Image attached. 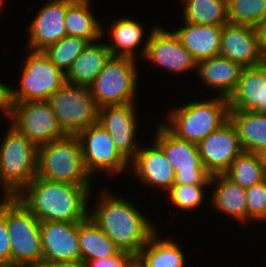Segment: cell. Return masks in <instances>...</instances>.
<instances>
[{
	"instance_id": "cell-31",
	"label": "cell",
	"mask_w": 266,
	"mask_h": 267,
	"mask_svg": "<svg viewBox=\"0 0 266 267\" xmlns=\"http://www.w3.org/2000/svg\"><path fill=\"white\" fill-rule=\"evenodd\" d=\"M225 175L244 189L250 188L266 179V173L257 153L241 152L232 162Z\"/></svg>"
},
{
	"instance_id": "cell-17",
	"label": "cell",
	"mask_w": 266,
	"mask_h": 267,
	"mask_svg": "<svg viewBox=\"0 0 266 267\" xmlns=\"http://www.w3.org/2000/svg\"><path fill=\"white\" fill-rule=\"evenodd\" d=\"M43 266L52 262L81 259L78 223L60 221L40 222Z\"/></svg>"
},
{
	"instance_id": "cell-8",
	"label": "cell",
	"mask_w": 266,
	"mask_h": 267,
	"mask_svg": "<svg viewBox=\"0 0 266 267\" xmlns=\"http://www.w3.org/2000/svg\"><path fill=\"white\" fill-rule=\"evenodd\" d=\"M47 101L66 135H76L98 121L99 108L89 87L65 83Z\"/></svg>"
},
{
	"instance_id": "cell-44",
	"label": "cell",
	"mask_w": 266,
	"mask_h": 267,
	"mask_svg": "<svg viewBox=\"0 0 266 267\" xmlns=\"http://www.w3.org/2000/svg\"><path fill=\"white\" fill-rule=\"evenodd\" d=\"M0 267H19V266H15V265H0Z\"/></svg>"
},
{
	"instance_id": "cell-5",
	"label": "cell",
	"mask_w": 266,
	"mask_h": 267,
	"mask_svg": "<svg viewBox=\"0 0 266 267\" xmlns=\"http://www.w3.org/2000/svg\"><path fill=\"white\" fill-rule=\"evenodd\" d=\"M37 177L73 185H92L76 135H65L37 147Z\"/></svg>"
},
{
	"instance_id": "cell-4",
	"label": "cell",
	"mask_w": 266,
	"mask_h": 267,
	"mask_svg": "<svg viewBox=\"0 0 266 267\" xmlns=\"http://www.w3.org/2000/svg\"><path fill=\"white\" fill-rule=\"evenodd\" d=\"M3 137L0 143L2 198L16 197L37 177V146L11 125Z\"/></svg>"
},
{
	"instance_id": "cell-34",
	"label": "cell",
	"mask_w": 266,
	"mask_h": 267,
	"mask_svg": "<svg viewBox=\"0 0 266 267\" xmlns=\"http://www.w3.org/2000/svg\"><path fill=\"white\" fill-rule=\"evenodd\" d=\"M209 186L210 184L185 185L174 183L167 192L168 195L166 197L177 209L191 211L204 203L207 196L205 195L207 192L205 188H209Z\"/></svg>"
},
{
	"instance_id": "cell-22",
	"label": "cell",
	"mask_w": 266,
	"mask_h": 267,
	"mask_svg": "<svg viewBox=\"0 0 266 267\" xmlns=\"http://www.w3.org/2000/svg\"><path fill=\"white\" fill-rule=\"evenodd\" d=\"M183 23L174 33L197 63L219 56L223 26Z\"/></svg>"
},
{
	"instance_id": "cell-20",
	"label": "cell",
	"mask_w": 266,
	"mask_h": 267,
	"mask_svg": "<svg viewBox=\"0 0 266 267\" xmlns=\"http://www.w3.org/2000/svg\"><path fill=\"white\" fill-rule=\"evenodd\" d=\"M229 111L266 114V77L257 65L244 67L238 85L228 98Z\"/></svg>"
},
{
	"instance_id": "cell-19",
	"label": "cell",
	"mask_w": 266,
	"mask_h": 267,
	"mask_svg": "<svg viewBox=\"0 0 266 267\" xmlns=\"http://www.w3.org/2000/svg\"><path fill=\"white\" fill-rule=\"evenodd\" d=\"M219 56L240 63L243 67L257 66L261 60L257 29L229 22L223 25Z\"/></svg>"
},
{
	"instance_id": "cell-9",
	"label": "cell",
	"mask_w": 266,
	"mask_h": 267,
	"mask_svg": "<svg viewBox=\"0 0 266 267\" xmlns=\"http://www.w3.org/2000/svg\"><path fill=\"white\" fill-rule=\"evenodd\" d=\"M26 57L22 63L20 86L11 87L12 102L48 100L66 83L65 73L52 64L43 52L29 51Z\"/></svg>"
},
{
	"instance_id": "cell-28",
	"label": "cell",
	"mask_w": 266,
	"mask_h": 267,
	"mask_svg": "<svg viewBox=\"0 0 266 267\" xmlns=\"http://www.w3.org/2000/svg\"><path fill=\"white\" fill-rule=\"evenodd\" d=\"M158 232L150 237L136 256L143 267H186L187 259L182 248L173 239H161Z\"/></svg>"
},
{
	"instance_id": "cell-2",
	"label": "cell",
	"mask_w": 266,
	"mask_h": 267,
	"mask_svg": "<svg viewBox=\"0 0 266 267\" xmlns=\"http://www.w3.org/2000/svg\"><path fill=\"white\" fill-rule=\"evenodd\" d=\"M100 191L89 217L121 251L137 256L158 230L156 224L126 198L106 189Z\"/></svg>"
},
{
	"instance_id": "cell-42",
	"label": "cell",
	"mask_w": 266,
	"mask_h": 267,
	"mask_svg": "<svg viewBox=\"0 0 266 267\" xmlns=\"http://www.w3.org/2000/svg\"><path fill=\"white\" fill-rule=\"evenodd\" d=\"M126 267H143L142 262L135 256Z\"/></svg>"
},
{
	"instance_id": "cell-16",
	"label": "cell",
	"mask_w": 266,
	"mask_h": 267,
	"mask_svg": "<svg viewBox=\"0 0 266 267\" xmlns=\"http://www.w3.org/2000/svg\"><path fill=\"white\" fill-rule=\"evenodd\" d=\"M75 0H50L28 25V50L42 52L67 36L64 21L67 8Z\"/></svg>"
},
{
	"instance_id": "cell-13",
	"label": "cell",
	"mask_w": 266,
	"mask_h": 267,
	"mask_svg": "<svg viewBox=\"0 0 266 267\" xmlns=\"http://www.w3.org/2000/svg\"><path fill=\"white\" fill-rule=\"evenodd\" d=\"M171 31L161 25L153 26L143 58L175 75L197 70V62L174 31Z\"/></svg>"
},
{
	"instance_id": "cell-12",
	"label": "cell",
	"mask_w": 266,
	"mask_h": 267,
	"mask_svg": "<svg viewBox=\"0 0 266 267\" xmlns=\"http://www.w3.org/2000/svg\"><path fill=\"white\" fill-rule=\"evenodd\" d=\"M12 103V111L8 119L10 125L37 147L66 135L58 125L47 100Z\"/></svg>"
},
{
	"instance_id": "cell-3",
	"label": "cell",
	"mask_w": 266,
	"mask_h": 267,
	"mask_svg": "<svg viewBox=\"0 0 266 267\" xmlns=\"http://www.w3.org/2000/svg\"><path fill=\"white\" fill-rule=\"evenodd\" d=\"M162 124L177 138L198 144L229 120L228 99L214 96L175 107Z\"/></svg>"
},
{
	"instance_id": "cell-32",
	"label": "cell",
	"mask_w": 266,
	"mask_h": 267,
	"mask_svg": "<svg viewBox=\"0 0 266 267\" xmlns=\"http://www.w3.org/2000/svg\"><path fill=\"white\" fill-rule=\"evenodd\" d=\"M89 41L75 36H65L42 51L49 61L66 74L73 61L89 45Z\"/></svg>"
},
{
	"instance_id": "cell-36",
	"label": "cell",
	"mask_w": 266,
	"mask_h": 267,
	"mask_svg": "<svg viewBox=\"0 0 266 267\" xmlns=\"http://www.w3.org/2000/svg\"><path fill=\"white\" fill-rule=\"evenodd\" d=\"M2 200V201H1ZM0 200V265H11V243L5 219V197Z\"/></svg>"
},
{
	"instance_id": "cell-26",
	"label": "cell",
	"mask_w": 266,
	"mask_h": 267,
	"mask_svg": "<svg viewBox=\"0 0 266 267\" xmlns=\"http://www.w3.org/2000/svg\"><path fill=\"white\" fill-rule=\"evenodd\" d=\"M92 0H75L68 8L65 16V29L68 36L81 37L91 42L102 40L105 27L94 16L90 9Z\"/></svg>"
},
{
	"instance_id": "cell-14",
	"label": "cell",
	"mask_w": 266,
	"mask_h": 267,
	"mask_svg": "<svg viewBox=\"0 0 266 267\" xmlns=\"http://www.w3.org/2000/svg\"><path fill=\"white\" fill-rule=\"evenodd\" d=\"M136 103L105 106L99 108L97 123L113 138L119 153L130 163L139 151L136 140L137 115Z\"/></svg>"
},
{
	"instance_id": "cell-37",
	"label": "cell",
	"mask_w": 266,
	"mask_h": 267,
	"mask_svg": "<svg viewBox=\"0 0 266 267\" xmlns=\"http://www.w3.org/2000/svg\"><path fill=\"white\" fill-rule=\"evenodd\" d=\"M135 256L129 252H121L116 256L89 260V267H126Z\"/></svg>"
},
{
	"instance_id": "cell-15",
	"label": "cell",
	"mask_w": 266,
	"mask_h": 267,
	"mask_svg": "<svg viewBox=\"0 0 266 267\" xmlns=\"http://www.w3.org/2000/svg\"><path fill=\"white\" fill-rule=\"evenodd\" d=\"M197 145L202 164L211 176L225 174L243 152L236 127L230 119Z\"/></svg>"
},
{
	"instance_id": "cell-23",
	"label": "cell",
	"mask_w": 266,
	"mask_h": 267,
	"mask_svg": "<svg viewBox=\"0 0 266 267\" xmlns=\"http://www.w3.org/2000/svg\"><path fill=\"white\" fill-rule=\"evenodd\" d=\"M214 185V186H213ZM210 205L223 215H228L241 224L247 223V199L246 191L240 185L234 183L225 174L211 176ZM246 222V223H245Z\"/></svg>"
},
{
	"instance_id": "cell-46",
	"label": "cell",
	"mask_w": 266,
	"mask_h": 267,
	"mask_svg": "<svg viewBox=\"0 0 266 267\" xmlns=\"http://www.w3.org/2000/svg\"><path fill=\"white\" fill-rule=\"evenodd\" d=\"M0 2L5 6V0H0Z\"/></svg>"
},
{
	"instance_id": "cell-38",
	"label": "cell",
	"mask_w": 266,
	"mask_h": 267,
	"mask_svg": "<svg viewBox=\"0 0 266 267\" xmlns=\"http://www.w3.org/2000/svg\"><path fill=\"white\" fill-rule=\"evenodd\" d=\"M11 87L0 82V110L9 119L12 111Z\"/></svg>"
},
{
	"instance_id": "cell-24",
	"label": "cell",
	"mask_w": 266,
	"mask_h": 267,
	"mask_svg": "<svg viewBox=\"0 0 266 267\" xmlns=\"http://www.w3.org/2000/svg\"><path fill=\"white\" fill-rule=\"evenodd\" d=\"M145 27L143 23L138 22L130 17H123L120 19H115L110 26V43L107 41L106 45L110 50L112 56L119 57H130L136 60L138 57L137 54L140 55L143 59L146 49H147V41L148 37L151 33L149 32L147 39H145V45H143L142 49L137 52L138 47L144 41L145 37ZM137 52V53H136Z\"/></svg>"
},
{
	"instance_id": "cell-10",
	"label": "cell",
	"mask_w": 266,
	"mask_h": 267,
	"mask_svg": "<svg viewBox=\"0 0 266 267\" xmlns=\"http://www.w3.org/2000/svg\"><path fill=\"white\" fill-rule=\"evenodd\" d=\"M154 142L163 150L176 172L177 184H210L211 175L202 164L196 143L177 138L162 123L156 125Z\"/></svg>"
},
{
	"instance_id": "cell-30",
	"label": "cell",
	"mask_w": 266,
	"mask_h": 267,
	"mask_svg": "<svg viewBox=\"0 0 266 267\" xmlns=\"http://www.w3.org/2000/svg\"><path fill=\"white\" fill-rule=\"evenodd\" d=\"M182 3L183 22L218 26L229 22L227 0H183Z\"/></svg>"
},
{
	"instance_id": "cell-39",
	"label": "cell",
	"mask_w": 266,
	"mask_h": 267,
	"mask_svg": "<svg viewBox=\"0 0 266 267\" xmlns=\"http://www.w3.org/2000/svg\"><path fill=\"white\" fill-rule=\"evenodd\" d=\"M259 36V52L261 58H266V22L256 28Z\"/></svg>"
},
{
	"instance_id": "cell-29",
	"label": "cell",
	"mask_w": 266,
	"mask_h": 267,
	"mask_svg": "<svg viewBox=\"0 0 266 267\" xmlns=\"http://www.w3.org/2000/svg\"><path fill=\"white\" fill-rule=\"evenodd\" d=\"M78 236L81 259L86 262L116 256L122 252L90 217L78 222Z\"/></svg>"
},
{
	"instance_id": "cell-21",
	"label": "cell",
	"mask_w": 266,
	"mask_h": 267,
	"mask_svg": "<svg viewBox=\"0 0 266 267\" xmlns=\"http://www.w3.org/2000/svg\"><path fill=\"white\" fill-rule=\"evenodd\" d=\"M244 67L222 56H215L197 63V76L201 83L216 89L219 97L229 98L238 85ZM203 81V82H202ZM219 92V93H218Z\"/></svg>"
},
{
	"instance_id": "cell-45",
	"label": "cell",
	"mask_w": 266,
	"mask_h": 267,
	"mask_svg": "<svg viewBox=\"0 0 266 267\" xmlns=\"http://www.w3.org/2000/svg\"><path fill=\"white\" fill-rule=\"evenodd\" d=\"M3 4L0 2V10H2ZM2 12V11H0Z\"/></svg>"
},
{
	"instance_id": "cell-41",
	"label": "cell",
	"mask_w": 266,
	"mask_h": 267,
	"mask_svg": "<svg viewBox=\"0 0 266 267\" xmlns=\"http://www.w3.org/2000/svg\"><path fill=\"white\" fill-rule=\"evenodd\" d=\"M257 155H258L259 161H260L261 165L263 166L264 171L266 173V147L259 150L257 152Z\"/></svg>"
},
{
	"instance_id": "cell-27",
	"label": "cell",
	"mask_w": 266,
	"mask_h": 267,
	"mask_svg": "<svg viewBox=\"0 0 266 267\" xmlns=\"http://www.w3.org/2000/svg\"><path fill=\"white\" fill-rule=\"evenodd\" d=\"M243 151L257 153L266 147V114L255 111H229Z\"/></svg>"
},
{
	"instance_id": "cell-33",
	"label": "cell",
	"mask_w": 266,
	"mask_h": 267,
	"mask_svg": "<svg viewBox=\"0 0 266 267\" xmlns=\"http://www.w3.org/2000/svg\"><path fill=\"white\" fill-rule=\"evenodd\" d=\"M229 23L259 27L266 22V0H227Z\"/></svg>"
},
{
	"instance_id": "cell-6",
	"label": "cell",
	"mask_w": 266,
	"mask_h": 267,
	"mask_svg": "<svg viewBox=\"0 0 266 267\" xmlns=\"http://www.w3.org/2000/svg\"><path fill=\"white\" fill-rule=\"evenodd\" d=\"M5 219L11 243V265L43 267L40 221L16 197H5Z\"/></svg>"
},
{
	"instance_id": "cell-40",
	"label": "cell",
	"mask_w": 266,
	"mask_h": 267,
	"mask_svg": "<svg viewBox=\"0 0 266 267\" xmlns=\"http://www.w3.org/2000/svg\"><path fill=\"white\" fill-rule=\"evenodd\" d=\"M43 267H89V266L86 261L79 259L75 261L52 262L45 264Z\"/></svg>"
},
{
	"instance_id": "cell-35",
	"label": "cell",
	"mask_w": 266,
	"mask_h": 267,
	"mask_svg": "<svg viewBox=\"0 0 266 267\" xmlns=\"http://www.w3.org/2000/svg\"><path fill=\"white\" fill-rule=\"evenodd\" d=\"M247 199V222H266V179L245 189Z\"/></svg>"
},
{
	"instance_id": "cell-7",
	"label": "cell",
	"mask_w": 266,
	"mask_h": 267,
	"mask_svg": "<svg viewBox=\"0 0 266 267\" xmlns=\"http://www.w3.org/2000/svg\"><path fill=\"white\" fill-rule=\"evenodd\" d=\"M137 60L111 56L102 71L89 86L98 108L135 103L138 91Z\"/></svg>"
},
{
	"instance_id": "cell-25",
	"label": "cell",
	"mask_w": 266,
	"mask_h": 267,
	"mask_svg": "<svg viewBox=\"0 0 266 267\" xmlns=\"http://www.w3.org/2000/svg\"><path fill=\"white\" fill-rule=\"evenodd\" d=\"M91 42L66 72V83L89 87L112 56L106 43Z\"/></svg>"
},
{
	"instance_id": "cell-18",
	"label": "cell",
	"mask_w": 266,
	"mask_h": 267,
	"mask_svg": "<svg viewBox=\"0 0 266 267\" xmlns=\"http://www.w3.org/2000/svg\"><path fill=\"white\" fill-rule=\"evenodd\" d=\"M129 172L145 187L163 189L166 193L175 182L176 172L168 162L163 150L153 141L148 147H140L135 158L130 162Z\"/></svg>"
},
{
	"instance_id": "cell-11",
	"label": "cell",
	"mask_w": 266,
	"mask_h": 267,
	"mask_svg": "<svg viewBox=\"0 0 266 267\" xmlns=\"http://www.w3.org/2000/svg\"><path fill=\"white\" fill-rule=\"evenodd\" d=\"M83 156L86 171L92 178V174L106 173L118 174L129 170L130 163L119 153L113 138L98 123L76 134Z\"/></svg>"
},
{
	"instance_id": "cell-1",
	"label": "cell",
	"mask_w": 266,
	"mask_h": 267,
	"mask_svg": "<svg viewBox=\"0 0 266 267\" xmlns=\"http://www.w3.org/2000/svg\"><path fill=\"white\" fill-rule=\"evenodd\" d=\"M92 185H73L34 178L17 196L42 221L78 223L89 217Z\"/></svg>"
},
{
	"instance_id": "cell-43",
	"label": "cell",
	"mask_w": 266,
	"mask_h": 267,
	"mask_svg": "<svg viewBox=\"0 0 266 267\" xmlns=\"http://www.w3.org/2000/svg\"><path fill=\"white\" fill-rule=\"evenodd\" d=\"M258 66L262 69V71L266 77V58H261V60L258 63Z\"/></svg>"
}]
</instances>
